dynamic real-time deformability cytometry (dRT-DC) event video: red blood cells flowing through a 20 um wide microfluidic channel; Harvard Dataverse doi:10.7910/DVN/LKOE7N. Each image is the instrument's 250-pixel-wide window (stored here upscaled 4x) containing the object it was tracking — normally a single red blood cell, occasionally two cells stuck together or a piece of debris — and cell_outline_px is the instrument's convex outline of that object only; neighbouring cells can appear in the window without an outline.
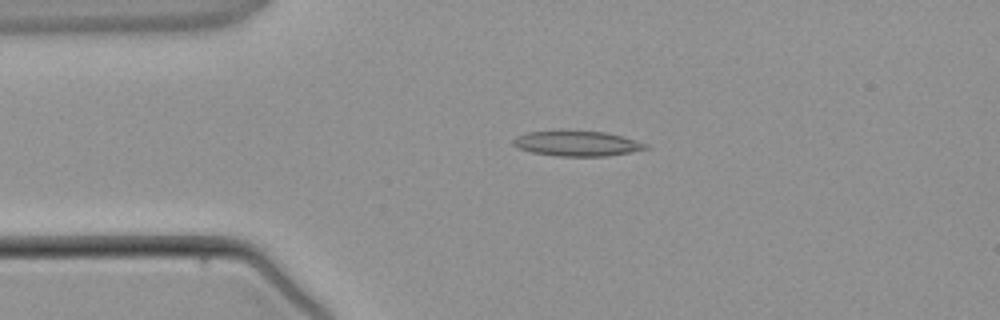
{"species": "common noctule bat (a hibernating species)", "species_latin": "Nyctalus noctula", "temperature_condition": "warm", "stored_images_in_passage": 2, "camera_frame_rate_fps": 3000, "um_per_image_px": 0.085, "animal": {"sex": "male", "body_mass_g": 21.5, "forearm_length_mm": 52.0}, "frame": {"image": 1, "passage_image": 1, "time_ms": 0.0, "image_size_px": [1000, 320], "cell_outline_px": [[648, 148], [628, 152], [604, 156], [560, 156], [532, 152], [520, 148], [512, 144], [512, 140], [516, 136], [528, 132], [560, 128], [564, 128], [604, 132], [620, 136], [648, 144]], "centroid_in_image_um": [48.96, 12.15], "position_along_channel_um": 36.0, "area_um2": 19.83}}
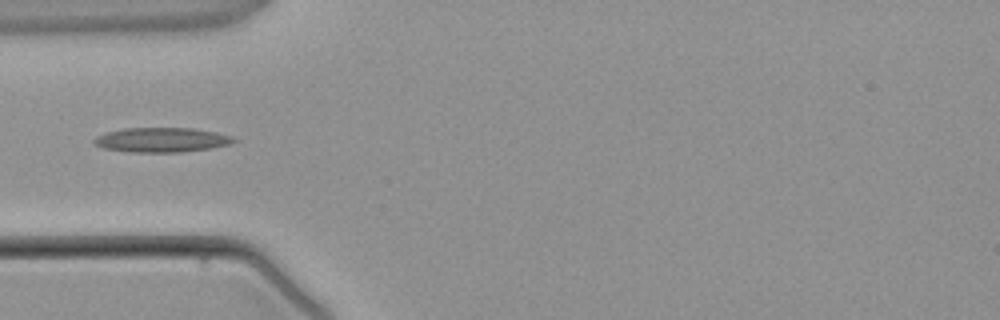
{"frame": {"image": 2, "passage_image": 2, "time_ms": 1.333, "image_size_px": [1000, 320], "cell_outline_px": [[236, 140], [228, 144], [212, 148], [180, 152], [132, 152], [104, 148], [92, 144], [92, 140], [96, 136], [104, 132], [124, 128], [192, 128], [216, 132], [232, 136]], "centroid_in_image_um": [13.68, 11.88], "position_along_channel_um": 71.3, "area_um2": 20.06}}